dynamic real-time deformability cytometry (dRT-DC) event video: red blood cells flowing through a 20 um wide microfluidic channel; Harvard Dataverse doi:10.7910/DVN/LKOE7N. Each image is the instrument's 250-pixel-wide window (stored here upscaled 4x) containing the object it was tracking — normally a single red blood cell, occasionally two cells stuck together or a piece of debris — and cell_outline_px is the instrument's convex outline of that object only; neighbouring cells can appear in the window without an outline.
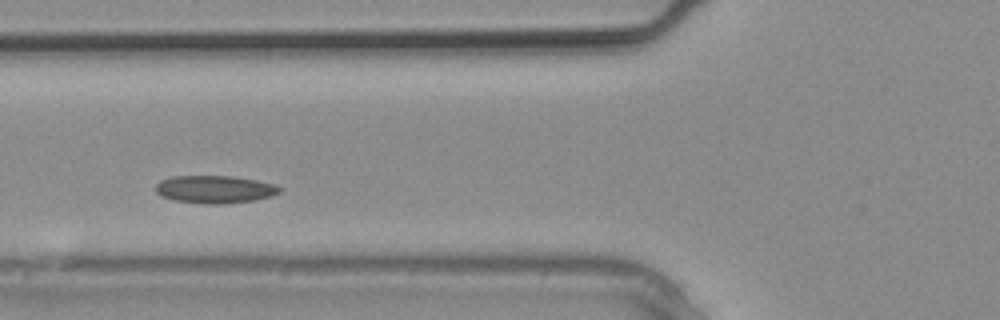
{"species": "common noctule bat (a hibernating species)", "species_latin": "Nyctalus noctula", "temperature_condition": "warm", "stored_images_in_passage": 15, "camera_frame_rate_fps": 3000, "um_per_image_px": 0.085, "animal": {"sex": "male", "body_mass_g": 20.4}, "frame": {"image": 1, "passage_image": 5, "time_ms": 1.333, "image_size_px": [1000, 320], "cell_outline_px": [[284, 188], [280, 192], [272, 196], [256, 200], [220, 204], [204, 204], [172, 200], [160, 196], [156, 192], [156, 184], [160, 180], [172, 176], [232, 176], [256, 180], [276, 184]], "centroid_in_image_um": [18.27, 16.09], "position_along_channel_um": 107.5, "area_um2": 20.29}}